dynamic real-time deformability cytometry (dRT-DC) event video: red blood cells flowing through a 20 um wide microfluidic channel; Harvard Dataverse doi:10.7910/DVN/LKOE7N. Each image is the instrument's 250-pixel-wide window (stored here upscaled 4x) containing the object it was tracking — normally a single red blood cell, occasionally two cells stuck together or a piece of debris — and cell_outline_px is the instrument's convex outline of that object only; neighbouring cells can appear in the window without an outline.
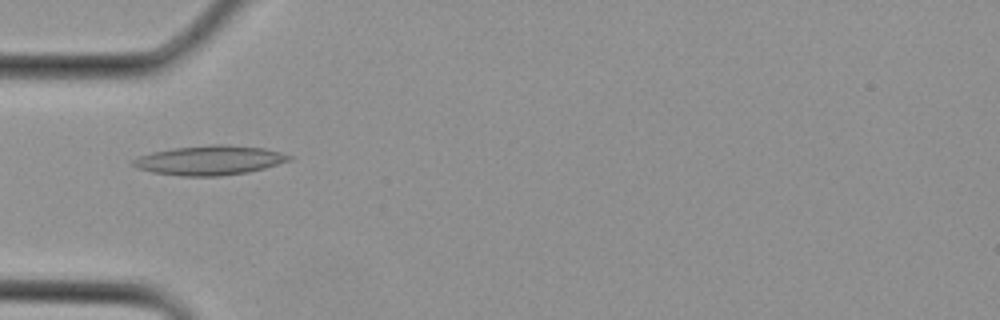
{"species": "Egyptian fruit bat (a non-hibernating species)", "species_latin": "Rousettus aegyptiacus", "temperature_condition": "cold", "stored_images_in_passage": 2, "camera_frame_rate_fps": 3000, "um_per_image_px": 0.085, "animal": {"sex": "female"}, "frame": {"image": 1, "passage_image": 2, "time_ms": 0.333, "image_size_px": [1000, 320], "cell_outline_px": [[292, 160], [264, 168], [248, 172], [220, 176], [184, 176], [152, 172], [136, 168], [128, 164], [132, 160], [140, 156], [152, 152], [172, 148], [212, 144], [224, 144], [264, 148], [280, 152], [292, 156]], "centroid_in_image_um": [17.79, 13.62], "position_along_channel_um": 67.2, "area_um2": 26.88}}